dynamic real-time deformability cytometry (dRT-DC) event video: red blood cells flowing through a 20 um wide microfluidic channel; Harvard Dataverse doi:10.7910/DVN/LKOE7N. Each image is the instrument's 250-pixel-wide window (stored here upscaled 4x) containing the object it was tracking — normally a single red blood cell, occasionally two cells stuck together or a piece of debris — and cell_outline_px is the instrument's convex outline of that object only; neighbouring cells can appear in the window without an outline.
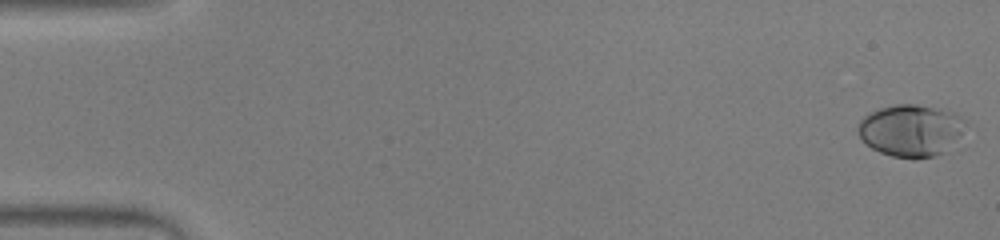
{"species": "human", "species_latin": "Homo sapiens", "temperature_condition": "warm", "stored_images_in_passage": 53, "camera_frame_rate_fps": 3000, "um_per_image_px": 0.085, "donor": {"sex": "male"}, "frame": {"image": 1, "passage_image": 1, "time_ms": 0.0, "image_size_px": [1000, 240], "cell_outline_px": [[968, 124], [960, 136], [944, 152], [936, 156], [916, 160], [892, 156], [880, 152], [872, 148], [856, 132], [856, 128], [860, 120], [864, 116], [880, 108], [896, 104], [916, 104], [940, 108], [956, 112], [968, 120]], "centroid_in_image_um": [77.47, 11.08], "position_along_channel_um": 7.5, "area_um2": 33.12}}
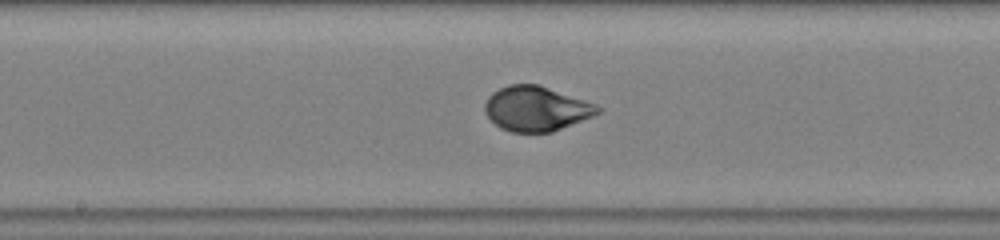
{"frame": {"image": 2, "passage_image": 28, "time_ms": 9.0, "image_size_px": [1000, 240], "cell_outline_px": [[604, 108], [600, 112], [592, 116], [552, 132], [512, 132], [500, 128], [484, 112], [484, 104], [488, 96], [492, 92], [508, 84], [540, 84], [596, 104]], "centroid_in_image_um": [45.57, 9.22], "position_along_channel_um": 202.6, "area_um2": 29.54}}
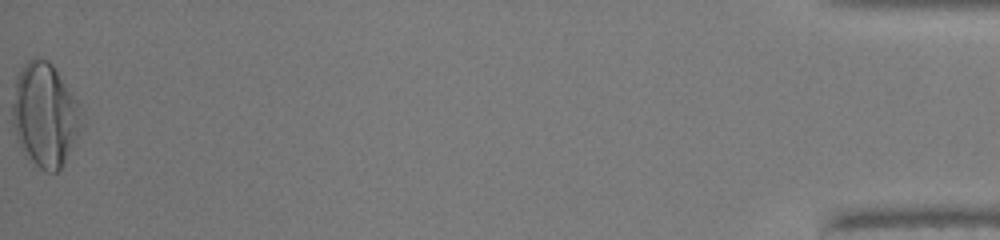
{"frame": {"image": 3, "passage_image": 53, "time_ms": 17.333, "image_size_px": [1000, 240], "cell_outline_px": [[84, 124], [60, 168], [56, 172], [48, 172], [40, 168], [24, 152], [16, 140], [12, 124], [12, 104], [16, 76], [20, 68], [32, 56], [40, 56], [48, 60], [52, 64], [76, 96], [80, 104]], "centroid_in_image_um": [3.82, 9.7], "position_along_channel_um": 431.4, "area_um2": 42.25}, "authors_computed_cell_mechanics": {"area_um2": 29.9982, "velocity_mm_per_s": 3.9463, "shape_relaxation_time_tau1_ms": 3.7846, "shape_relaxation_time_tau2_ms": null, "deformation_change_tau1": 0.1881, "deformation_change_tau2": null}}